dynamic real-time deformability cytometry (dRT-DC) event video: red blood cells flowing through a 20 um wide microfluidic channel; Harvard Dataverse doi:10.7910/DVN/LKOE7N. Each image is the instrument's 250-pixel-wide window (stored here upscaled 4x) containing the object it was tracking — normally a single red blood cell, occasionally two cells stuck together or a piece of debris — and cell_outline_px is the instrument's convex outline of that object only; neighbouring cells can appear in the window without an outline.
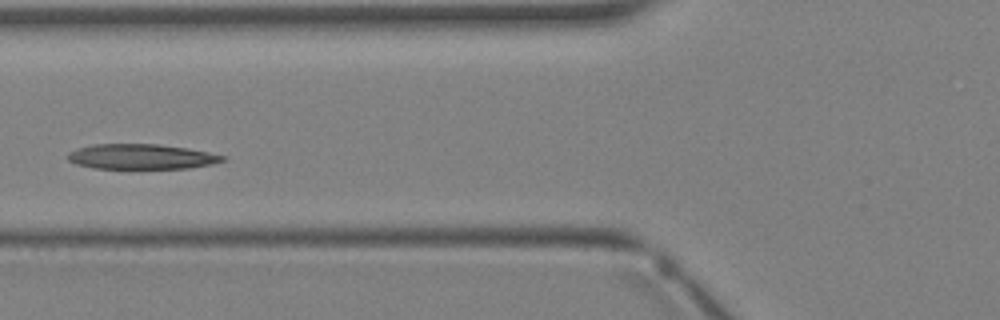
{"species": "Egyptian fruit bat (a non-hibernating species)", "species_latin": "Rousettus aegyptiacus", "temperature_condition": "warm", "stored_images_in_passage": 4, "camera_frame_rate_fps": 3000, "um_per_image_px": 0.085, "animal": {"sex": "female"}, "frame": {"image": 1, "passage_image": 4, "time_ms": 3.333, "image_size_px": [1000, 320], "cell_outline_px": [[228, 156], [224, 160], [212, 164], [188, 168], [92, 168], [76, 164], [68, 160], [68, 152], [76, 148], [92, 144], [160, 144], [188, 148]], "centroid_in_image_um": [12.0, 13.3], "position_along_channel_um": 113.8, "area_um2": 22.72}}